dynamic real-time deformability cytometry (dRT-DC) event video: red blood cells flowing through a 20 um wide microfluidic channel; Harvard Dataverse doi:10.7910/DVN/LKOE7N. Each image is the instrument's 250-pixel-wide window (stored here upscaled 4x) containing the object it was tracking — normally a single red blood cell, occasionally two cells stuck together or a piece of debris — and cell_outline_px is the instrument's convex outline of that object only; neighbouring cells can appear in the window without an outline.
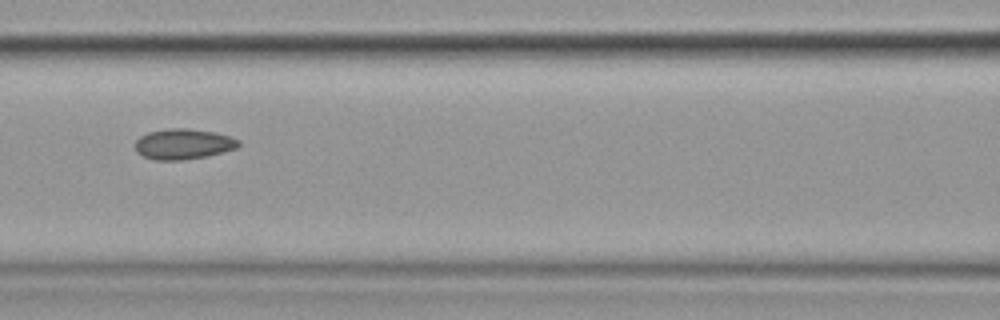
{"species": "common noctule bat (a hibernating species)", "species_latin": "Nyctalus noctula", "temperature_condition": "cold", "stored_images_in_passage": 10, "camera_frame_rate_fps": 3000, "um_per_image_px": 0.085, "animal": {"sex": "female", "body_mass_g": 19.9}, "frame": {"image": 1, "passage_image": 6, "time_ms": 6.333, "image_size_px": [1000, 320], "cell_outline_px": [[240, 144], [236, 148], [208, 156], [180, 160], [156, 160], [144, 156], [136, 152], [136, 140], [140, 136], [148, 132], [168, 128], [188, 128], [216, 132], [232, 136], [240, 140]], "centroid_in_image_um": [15.61, 12.23], "position_along_channel_um": 151.0, "area_um2": 18.5}}
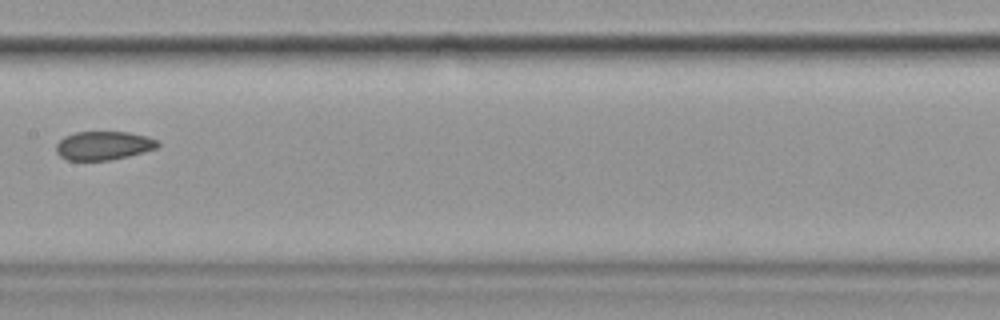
{"frame": {"image": 2, "passage_image": 7, "time_ms": 7.667, "image_size_px": [1000, 320], "cell_outline_px": [[160, 144], [156, 148], [128, 156], [108, 160], [68, 160], [60, 156], [56, 152], [56, 144], [64, 136], [76, 132], [128, 132], [148, 136], [156, 140]], "centroid_in_image_um": [8.78, 12.37], "position_along_channel_um": 198.6, "area_um2": 16.88}}